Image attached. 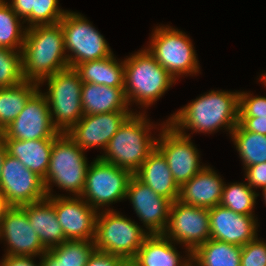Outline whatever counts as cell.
<instances>
[{
  "mask_svg": "<svg viewBox=\"0 0 266 266\" xmlns=\"http://www.w3.org/2000/svg\"><path fill=\"white\" fill-rule=\"evenodd\" d=\"M189 266H196V265L191 261Z\"/></svg>",
  "mask_w": 266,
  "mask_h": 266,
  "instance_id": "obj_48",
  "label": "cell"
},
{
  "mask_svg": "<svg viewBox=\"0 0 266 266\" xmlns=\"http://www.w3.org/2000/svg\"><path fill=\"white\" fill-rule=\"evenodd\" d=\"M61 133L54 127L45 95L39 88L27 101L15 120L3 130V139H56Z\"/></svg>",
  "mask_w": 266,
  "mask_h": 266,
  "instance_id": "obj_14",
  "label": "cell"
},
{
  "mask_svg": "<svg viewBox=\"0 0 266 266\" xmlns=\"http://www.w3.org/2000/svg\"><path fill=\"white\" fill-rule=\"evenodd\" d=\"M41 266H86V265H68L58 258L50 249H47L40 257Z\"/></svg>",
  "mask_w": 266,
  "mask_h": 266,
  "instance_id": "obj_42",
  "label": "cell"
},
{
  "mask_svg": "<svg viewBox=\"0 0 266 266\" xmlns=\"http://www.w3.org/2000/svg\"><path fill=\"white\" fill-rule=\"evenodd\" d=\"M165 237L185 247V253H192L198 246L210 239L208 208L191 206L175 200L171 203Z\"/></svg>",
  "mask_w": 266,
  "mask_h": 266,
  "instance_id": "obj_12",
  "label": "cell"
},
{
  "mask_svg": "<svg viewBox=\"0 0 266 266\" xmlns=\"http://www.w3.org/2000/svg\"><path fill=\"white\" fill-rule=\"evenodd\" d=\"M11 208L7 199L0 193V224L6 212Z\"/></svg>",
  "mask_w": 266,
  "mask_h": 266,
  "instance_id": "obj_43",
  "label": "cell"
},
{
  "mask_svg": "<svg viewBox=\"0 0 266 266\" xmlns=\"http://www.w3.org/2000/svg\"><path fill=\"white\" fill-rule=\"evenodd\" d=\"M134 111H115L83 117L66 133L82 150H105L111 138Z\"/></svg>",
  "mask_w": 266,
  "mask_h": 266,
  "instance_id": "obj_17",
  "label": "cell"
},
{
  "mask_svg": "<svg viewBox=\"0 0 266 266\" xmlns=\"http://www.w3.org/2000/svg\"><path fill=\"white\" fill-rule=\"evenodd\" d=\"M118 266H134L133 261H122Z\"/></svg>",
  "mask_w": 266,
  "mask_h": 266,
  "instance_id": "obj_45",
  "label": "cell"
},
{
  "mask_svg": "<svg viewBox=\"0 0 266 266\" xmlns=\"http://www.w3.org/2000/svg\"><path fill=\"white\" fill-rule=\"evenodd\" d=\"M53 195V207L67 240L94 241L98 211L81 196Z\"/></svg>",
  "mask_w": 266,
  "mask_h": 266,
  "instance_id": "obj_16",
  "label": "cell"
},
{
  "mask_svg": "<svg viewBox=\"0 0 266 266\" xmlns=\"http://www.w3.org/2000/svg\"><path fill=\"white\" fill-rule=\"evenodd\" d=\"M39 87L38 83L24 81L14 87L0 88V133L16 119Z\"/></svg>",
  "mask_w": 266,
  "mask_h": 266,
  "instance_id": "obj_28",
  "label": "cell"
},
{
  "mask_svg": "<svg viewBox=\"0 0 266 266\" xmlns=\"http://www.w3.org/2000/svg\"><path fill=\"white\" fill-rule=\"evenodd\" d=\"M239 93L211 90L171 114L168 123L182 135L185 129L213 134L222 128L231 135L239 120Z\"/></svg>",
  "mask_w": 266,
  "mask_h": 266,
  "instance_id": "obj_1",
  "label": "cell"
},
{
  "mask_svg": "<svg viewBox=\"0 0 266 266\" xmlns=\"http://www.w3.org/2000/svg\"><path fill=\"white\" fill-rule=\"evenodd\" d=\"M25 81L40 83L69 67L60 23L27 28L21 50Z\"/></svg>",
  "mask_w": 266,
  "mask_h": 266,
  "instance_id": "obj_2",
  "label": "cell"
},
{
  "mask_svg": "<svg viewBox=\"0 0 266 266\" xmlns=\"http://www.w3.org/2000/svg\"><path fill=\"white\" fill-rule=\"evenodd\" d=\"M238 123L246 131L266 135V117H239Z\"/></svg>",
  "mask_w": 266,
  "mask_h": 266,
  "instance_id": "obj_39",
  "label": "cell"
},
{
  "mask_svg": "<svg viewBox=\"0 0 266 266\" xmlns=\"http://www.w3.org/2000/svg\"><path fill=\"white\" fill-rule=\"evenodd\" d=\"M242 247L209 239L191 253L196 266H241Z\"/></svg>",
  "mask_w": 266,
  "mask_h": 266,
  "instance_id": "obj_27",
  "label": "cell"
},
{
  "mask_svg": "<svg viewBox=\"0 0 266 266\" xmlns=\"http://www.w3.org/2000/svg\"><path fill=\"white\" fill-rule=\"evenodd\" d=\"M3 140L8 154L17 158L27 169L45 178L55 139Z\"/></svg>",
  "mask_w": 266,
  "mask_h": 266,
  "instance_id": "obj_25",
  "label": "cell"
},
{
  "mask_svg": "<svg viewBox=\"0 0 266 266\" xmlns=\"http://www.w3.org/2000/svg\"><path fill=\"white\" fill-rule=\"evenodd\" d=\"M145 113L135 111L111 138L104 153L98 157L134 175L156 148L157 137L150 132L156 126L153 122L150 123Z\"/></svg>",
  "mask_w": 266,
  "mask_h": 266,
  "instance_id": "obj_3",
  "label": "cell"
},
{
  "mask_svg": "<svg viewBox=\"0 0 266 266\" xmlns=\"http://www.w3.org/2000/svg\"><path fill=\"white\" fill-rule=\"evenodd\" d=\"M1 170L0 193L11 207L28 205L48 196L43 178L7 152Z\"/></svg>",
  "mask_w": 266,
  "mask_h": 266,
  "instance_id": "obj_13",
  "label": "cell"
},
{
  "mask_svg": "<svg viewBox=\"0 0 266 266\" xmlns=\"http://www.w3.org/2000/svg\"><path fill=\"white\" fill-rule=\"evenodd\" d=\"M208 211L211 239L242 247L258 237V219L254 215L238 214L220 204Z\"/></svg>",
  "mask_w": 266,
  "mask_h": 266,
  "instance_id": "obj_19",
  "label": "cell"
},
{
  "mask_svg": "<svg viewBox=\"0 0 266 266\" xmlns=\"http://www.w3.org/2000/svg\"><path fill=\"white\" fill-rule=\"evenodd\" d=\"M126 199L142 221L149 235L163 234L169 221L171 201L158 195L133 175L128 183Z\"/></svg>",
  "mask_w": 266,
  "mask_h": 266,
  "instance_id": "obj_15",
  "label": "cell"
},
{
  "mask_svg": "<svg viewBox=\"0 0 266 266\" xmlns=\"http://www.w3.org/2000/svg\"><path fill=\"white\" fill-rule=\"evenodd\" d=\"M22 24L24 21L15 14L9 2L0 0V47L22 50L27 30Z\"/></svg>",
  "mask_w": 266,
  "mask_h": 266,
  "instance_id": "obj_30",
  "label": "cell"
},
{
  "mask_svg": "<svg viewBox=\"0 0 266 266\" xmlns=\"http://www.w3.org/2000/svg\"><path fill=\"white\" fill-rule=\"evenodd\" d=\"M84 152L86 151L82 150L66 133H61L54 140L49 168L43 179L48 196H53L52 187L55 185L59 189L68 191L69 196L82 194L89 166Z\"/></svg>",
  "mask_w": 266,
  "mask_h": 266,
  "instance_id": "obj_5",
  "label": "cell"
},
{
  "mask_svg": "<svg viewBox=\"0 0 266 266\" xmlns=\"http://www.w3.org/2000/svg\"><path fill=\"white\" fill-rule=\"evenodd\" d=\"M50 250L68 265H86L96 249L94 241L66 240Z\"/></svg>",
  "mask_w": 266,
  "mask_h": 266,
  "instance_id": "obj_33",
  "label": "cell"
},
{
  "mask_svg": "<svg viewBox=\"0 0 266 266\" xmlns=\"http://www.w3.org/2000/svg\"><path fill=\"white\" fill-rule=\"evenodd\" d=\"M9 3L15 14L23 21L32 13L35 0H10Z\"/></svg>",
  "mask_w": 266,
  "mask_h": 266,
  "instance_id": "obj_40",
  "label": "cell"
},
{
  "mask_svg": "<svg viewBox=\"0 0 266 266\" xmlns=\"http://www.w3.org/2000/svg\"><path fill=\"white\" fill-rule=\"evenodd\" d=\"M262 195H263V199L266 205V187L262 189Z\"/></svg>",
  "mask_w": 266,
  "mask_h": 266,
  "instance_id": "obj_46",
  "label": "cell"
},
{
  "mask_svg": "<svg viewBox=\"0 0 266 266\" xmlns=\"http://www.w3.org/2000/svg\"><path fill=\"white\" fill-rule=\"evenodd\" d=\"M175 244L163 234L149 235L132 260L134 266H189L191 253L180 256Z\"/></svg>",
  "mask_w": 266,
  "mask_h": 266,
  "instance_id": "obj_22",
  "label": "cell"
},
{
  "mask_svg": "<svg viewBox=\"0 0 266 266\" xmlns=\"http://www.w3.org/2000/svg\"><path fill=\"white\" fill-rule=\"evenodd\" d=\"M259 196L247 181L226 184L224 182L220 205L243 215H255L254 208Z\"/></svg>",
  "mask_w": 266,
  "mask_h": 266,
  "instance_id": "obj_31",
  "label": "cell"
},
{
  "mask_svg": "<svg viewBox=\"0 0 266 266\" xmlns=\"http://www.w3.org/2000/svg\"><path fill=\"white\" fill-rule=\"evenodd\" d=\"M83 83H93L108 87L124 88V59L109 57L87 61L74 67Z\"/></svg>",
  "mask_w": 266,
  "mask_h": 266,
  "instance_id": "obj_26",
  "label": "cell"
},
{
  "mask_svg": "<svg viewBox=\"0 0 266 266\" xmlns=\"http://www.w3.org/2000/svg\"><path fill=\"white\" fill-rule=\"evenodd\" d=\"M261 75H260V78L259 79H261L266 84V73L261 74Z\"/></svg>",
  "mask_w": 266,
  "mask_h": 266,
  "instance_id": "obj_47",
  "label": "cell"
},
{
  "mask_svg": "<svg viewBox=\"0 0 266 266\" xmlns=\"http://www.w3.org/2000/svg\"><path fill=\"white\" fill-rule=\"evenodd\" d=\"M148 232L113 208L99 211L96 219L95 249L132 261Z\"/></svg>",
  "mask_w": 266,
  "mask_h": 266,
  "instance_id": "obj_6",
  "label": "cell"
},
{
  "mask_svg": "<svg viewBox=\"0 0 266 266\" xmlns=\"http://www.w3.org/2000/svg\"><path fill=\"white\" fill-rule=\"evenodd\" d=\"M81 95L83 115L133 111L129 108L124 88L83 83Z\"/></svg>",
  "mask_w": 266,
  "mask_h": 266,
  "instance_id": "obj_24",
  "label": "cell"
},
{
  "mask_svg": "<svg viewBox=\"0 0 266 266\" xmlns=\"http://www.w3.org/2000/svg\"><path fill=\"white\" fill-rule=\"evenodd\" d=\"M231 139L239 153L243 169L266 162V135L246 131L238 123L231 132Z\"/></svg>",
  "mask_w": 266,
  "mask_h": 266,
  "instance_id": "obj_29",
  "label": "cell"
},
{
  "mask_svg": "<svg viewBox=\"0 0 266 266\" xmlns=\"http://www.w3.org/2000/svg\"><path fill=\"white\" fill-rule=\"evenodd\" d=\"M47 82V92H42L50 110L54 127L59 133H67L82 117V84L78 72L68 67L45 78L38 85Z\"/></svg>",
  "mask_w": 266,
  "mask_h": 266,
  "instance_id": "obj_8",
  "label": "cell"
},
{
  "mask_svg": "<svg viewBox=\"0 0 266 266\" xmlns=\"http://www.w3.org/2000/svg\"><path fill=\"white\" fill-rule=\"evenodd\" d=\"M159 127H161L159 129ZM158 130L156 148L166 158L168 166L171 170L174 181L180 187L189 181L206 165L200 162V153L191 140V135H182L172 125L163 122Z\"/></svg>",
  "mask_w": 266,
  "mask_h": 266,
  "instance_id": "obj_11",
  "label": "cell"
},
{
  "mask_svg": "<svg viewBox=\"0 0 266 266\" xmlns=\"http://www.w3.org/2000/svg\"><path fill=\"white\" fill-rule=\"evenodd\" d=\"M34 257L29 256H3L0 266H41V263H35Z\"/></svg>",
  "mask_w": 266,
  "mask_h": 266,
  "instance_id": "obj_41",
  "label": "cell"
},
{
  "mask_svg": "<svg viewBox=\"0 0 266 266\" xmlns=\"http://www.w3.org/2000/svg\"><path fill=\"white\" fill-rule=\"evenodd\" d=\"M241 266H266V241L258 237L242 246Z\"/></svg>",
  "mask_w": 266,
  "mask_h": 266,
  "instance_id": "obj_36",
  "label": "cell"
},
{
  "mask_svg": "<svg viewBox=\"0 0 266 266\" xmlns=\"http://www.w3.org/2000/svg\"><path fill=\"white\" fill-rule=\"evenodd\" d=\"M124 73V90L129 106L135 103L144 110L176 83L146 48L124 60Z\"/></svg>",
  "mask_w": 266,
  "mask_h": 266,
  "instance_id": "obj_4",
  "label": "cell"
},
{
  "mask_svg": "<svg viewBox=\"0 0 266 266\" xmlns=\"http://www.w3.org/2000/svg\"><path fill=\"white\" fill-rule=\"evenodd\" d=\"M259 81L266 87L261 79ZM239 117H266V96H254L249 92H240Z\"/></svg>",
  "mask_w": 266,
  "mask_h": 266,
  "instance_id": "obj_35",
  "label": "cell"
},
{
  "mask_svg": "<svg viewBox=\"0 0 266 266\" xmlns=\"http://www.w3.org/2000/svg\"><path fill=\"white\" fill-rule=\"evenodd\" d=\"M0 240L7 245L4 256L39 258L47 251L21 207H11L6 212L0 224Z\"/></svg>",
  "mask_w": 266,
  "mask_h": 266,
  "instance_id": "obj_18",
  "label": "cell"
},
{
  "mask_svg": "<svg viewBox=\"0 0 266 266\" xmlns=\"http://www.w3.org/2000/svg\"><path fill=\"white\" fill-rule=\"evenodd\" d=\"M59 7V0H35L32 13L24 20L26 28L59 23L68 11Z\"/></svg>",
  "mask_w": 266,
  "mask_h": 266,
  "instance_id": "obj_34",
  "label": "cell"
},
{
  "mask_svg": "<svg viewBox=\"0 0 266 266\" xmlns=\"http://www.w3.org/2000/svg\"><path fill=\"white\" fill-rule=\"evenodd\" d=\"M21 51L0 47V88L24 82Z\"/></svg>",
  "mask_w": 266,
  "mask_h": 266,
  "instance_id": "obj_32",
  "label": "cell"
},
{
  "mask_svg": "<svg viewBox=\"0 0 266 266\" xmlns=\"http://www.w3.org/2000/svg\"><path fill=\"white\" fill-rule=\"evenodd\" d=\"M245 180L254 190L266 187V162L246 167L244 169Z\"/></svg>",
  "mask_w": 266,
  "mask_h": 266,
  "instance_id": "obj_37",
  "label": "cell"
},
{
  "mask_svg": "<svg viewBox=\"0 0 266 266\" xmlns=\"http://www.w3.org/2000/svg\"><path fill=\"white\" fill-rule=\"evenodd\" d=\"M206 165L179 188L178 200L184 204L212 208L220 204L224 180Z\"/></svg>",
  "mask_w": 266,
  "mask_h": 266,
  "instance_id": "obj_20",
  "label": "cell"
},
{
  "mask_svg": "<svg viewBox=\"0 0 266 266\" xmlns=\"http://www.w3.org/2000/svg\"><path fill=\"white\" fill-rule=\"evenodd\" d=\"M153 30L145 48L175 80L200 72L195 47L185 32L169 25H159Z\"/></svg>",
  "mask_w": 266,
  "mask_h": 266,
  "instance_id": "obj_7",
  "label": "cell"
},
{
  "mask_svg": "<svg viewBox=\"0 0 266 266\" xmlns=\"http://www.w3.org/2000/svg\"><path fill=\"white\" fill-rule=\"evenodd\" d=\"M134 175L158 195L171 202L178 200L180 187L173 179L166 158L157 148Z\"/></svg>",
  "mask_w": 266,
  "mask_h": 266,
  "instance_id": "obj_23",
  "label": "cell"
},
{
  "mask_svg": "<svg viewBox=\"0 0 266 266\" xmlns=\"http://www.w3.org/2000/svg\"><path fill=\"white\" fill-rule=\"evenodd\" d=\"M6 145L4 143V140L2 138V136L0 135V177H1V173H2V163H3V160H4V156H5V153H6Z\"/></svg>",
  "mask_w": 266,
  "mask_h": 266,
  "instance_id": "obj_44",
  "label": "cell"
},
{
  "mask_svg": "<svg viewBox=\"0 0 266 266\" xmlns=\"http://www.w3.org/2000/svg\"><path fill=\"white\" fill-rule=\"evenodd\" d=\"M21 208L27 213L33 231L46 249L61 245L67 240L53 207V196H47Z\"/></svg>",
  "mask_w": 266,
  "mask_h": 266,
  "instance_id": "obj_21",
  "label": "cell"
},
{
  "mask_svg": "<svg viewBox=\"0 0 266 266\" xmlns=\"http://www.w3.org/2000/svg\"><path fill=\"white\" fill-rule=\"evenodd\" d=\"M59 23L63 29L69 67L113 54L104 36L79 12L68 10Z\"/></svg>",
  "mask_w": 266,
  "mask_h": 266,
  "instance_id": "obj_9",
  "label": "cell"
},
{
  "mask_svg": "<svg viewBox=\"0 0 266 266\" xmlns=\"http://www.w3.org/2000/svg\"><path fill=\"white\" fill-rule=\"evenodd\" d=\"M133 174L126 169L97 158L89 164L85 185L80 195L98 212L110 204L126 199L128 183ZM105 207V208H104Z\"/></svg>",
  "mask_w": 266,
  "mask_h": 266,
  "instance_id": "obj_10",
  "label": "cell"
},
{
  "mask_svg": "<svg viewBox=\"0 0 266 266\" xmlns=\"http://www.w3.org/2000/svg\"><path fill=\"white\" fill-rule=\"evenodd\" d=\"M123 260L115 255L94 251L86 266H118Z\"/></svg>",
  "mask_w": 266,
  "mask_h": 266,
  "instance_id": "obj_38",
  "label": "cell"
}]
</instances>
